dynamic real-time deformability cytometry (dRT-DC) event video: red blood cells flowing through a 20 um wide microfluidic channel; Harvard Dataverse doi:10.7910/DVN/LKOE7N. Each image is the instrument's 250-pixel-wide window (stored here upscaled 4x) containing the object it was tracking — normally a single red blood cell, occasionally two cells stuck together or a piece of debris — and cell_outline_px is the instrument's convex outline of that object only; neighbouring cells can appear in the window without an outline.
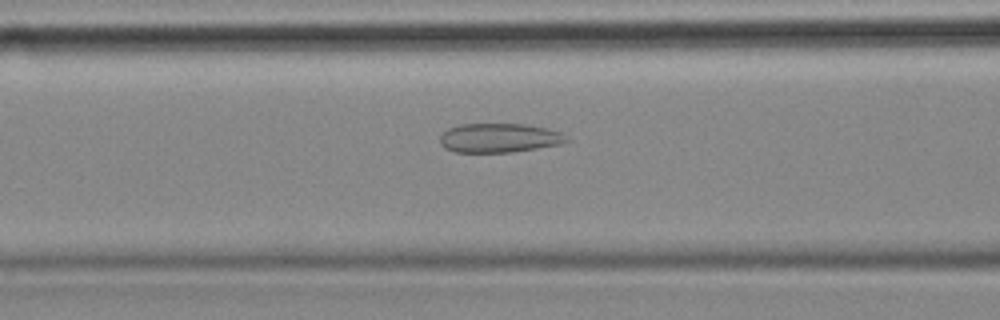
{"species": "common noctule bat (a hibernating species)", "species_latin": "Nyctalus noctula", "temperature_condition": "cold", "stored_images_in_passage": 41, "camera_frame_rate_fps": 3000, "um_per_image_px": 0.085, "animal": {"sex": "female", "body_mass_g": 18.4}, "frame": {"image": 1, "passage_image": 7, "time_ms": 2.0, "image_size_px": [1000, 320], "cell_outline_px": [[568, 140], [560, 144], [512, 152], [452, 152], [444, 148], [440, 144], [440, 136], [448, 128], [460, 124], [524, 124], [544, 128], [560, 132]], "centroid_in_image_um": [42.36, 11.73], "position_along_channel_um": 124.2, "area_um2": 21.33}}
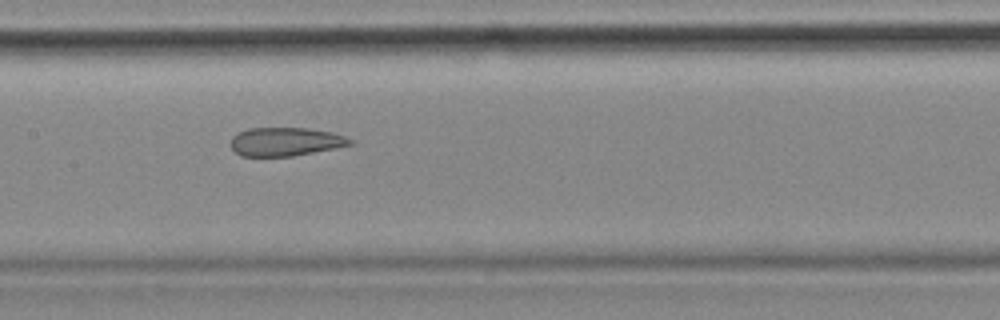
{"frame": {"image": 2, "passage_image": 12, "time_ms": 3.667, "image_size_px": [1000, 320], "cell_outline_px": [[356, 144], [336, 148], [292, 156], [240, 156], [232, 148], [232, 136], [248, 128], [308, 128], [332, 132], [344, 136], [352, 140]], "centroid_in_image_um": [24.3, 12.04], "position_along_channel_um": 183.1, "area_um2": 19.83}, "authors_computed_cell_mechanics": {"area_um2": 21.7906, "velocity_mm_per_s": 3.5497, "shape_relaxation_time_tau1_ms": null, "shape_relaxation_time_tau2_ms": 2.7287, "deformation_change_tau1": null, "deformation_change_tau2": 0.1}}